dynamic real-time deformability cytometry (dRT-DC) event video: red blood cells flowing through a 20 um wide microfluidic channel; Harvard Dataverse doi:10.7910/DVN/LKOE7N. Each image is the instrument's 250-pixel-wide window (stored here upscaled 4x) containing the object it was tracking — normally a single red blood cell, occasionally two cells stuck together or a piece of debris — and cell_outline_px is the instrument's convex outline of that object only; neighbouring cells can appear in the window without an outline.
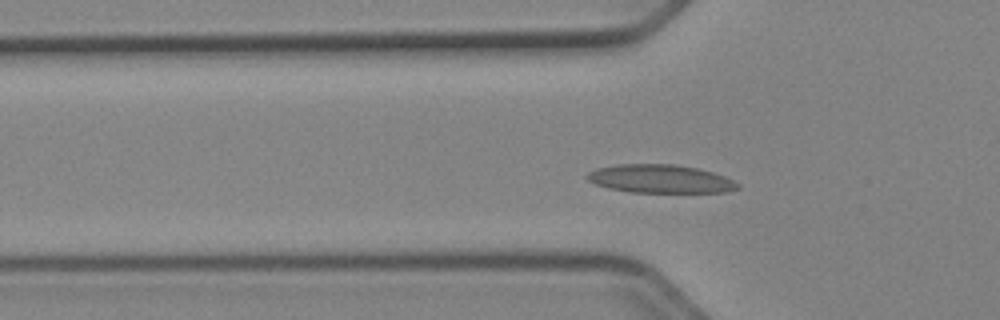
{"species": "Egyptian fruit bat (a non-hibernating species)", "species_latin": "Rousettus aegyptiacus", "temperature_condition": "cold", "stored_images_in_passage": 32, "camera_frame_rate_fps": 3000, "um_per_image_px": 0.085, "animal": {"sex": "female"}, "frame": {"image": 1, "passage_image": 2, "time_ms": 0.333, "image_size_px": [1000, 320], "cell_outline_px": [[740, 188], [728, 192], [628, 192], [608, 188], [596, 184], [588, 180], [584, 176], [588, 172], [596, 168], [616, 164], [676, 164], [696, 168], [712, 172], [724, 176], [740, 184]], "centroid_in_image_um": [56.1, 15.2], "position_along_channel_um": 69.7, "area_um2": 24.97}}
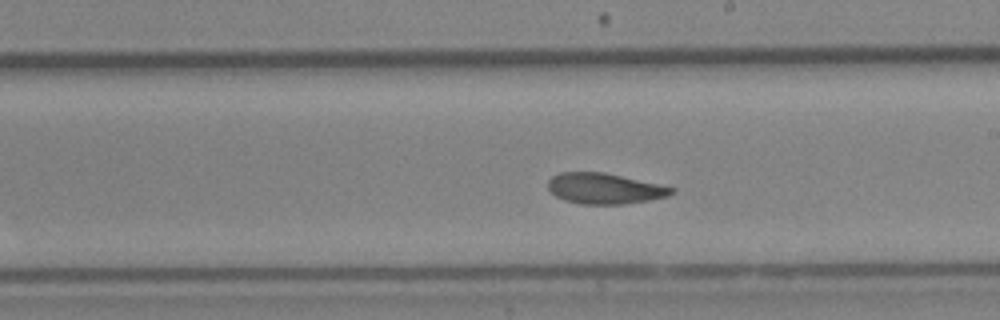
{"frame": {"image": 2, "passage_image": 15, "time_ms": 4.667, "image_size_px": [1000, 320], "cell_outline_px": [[676, 192], [668, 196], [648, 200], [624, 204], [580, 204], [564, 200], [556, 196], [548, 188], [548, 180], [552, 176], [560, 172], [604, 172], [660, 184], [676, 188]], "centroid_in_image_um": [51.41, 16.02], "position_along_channel_um": 237.6, "area_um2": 22.2}}
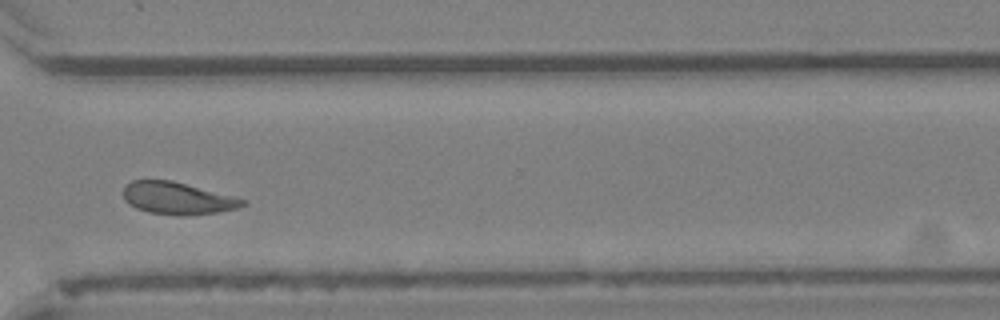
{"frame": {"image": 3, "passage_image": 24, "time_ms": 7.667, "image_size_px": [1000, 320], "cell_outline_px": [[248, 204], [236, 208], [216, 212], [180, 216], [148, 212], [136, 208], [128, 204], [124, 200], [124, 184], [132, 180], [172, 180], [232, 196], [244, 200]], "centroid_in_image_um": [15.03, 16.85], "position_along_channel_um": 355.6, "area_um2": 22.25}, "authors_computed_cell_mechanics": {"area_um2": 22.253, "velocity_mm_per_s": 3.9089, "shape_relaxation_time_tau1_ms": 4.3478, "shape_relaxation_time_tau2_ms": 3.5091, "deformation_change_tau1": 0.1346, "deformation_change_tau2": 0.0753}}